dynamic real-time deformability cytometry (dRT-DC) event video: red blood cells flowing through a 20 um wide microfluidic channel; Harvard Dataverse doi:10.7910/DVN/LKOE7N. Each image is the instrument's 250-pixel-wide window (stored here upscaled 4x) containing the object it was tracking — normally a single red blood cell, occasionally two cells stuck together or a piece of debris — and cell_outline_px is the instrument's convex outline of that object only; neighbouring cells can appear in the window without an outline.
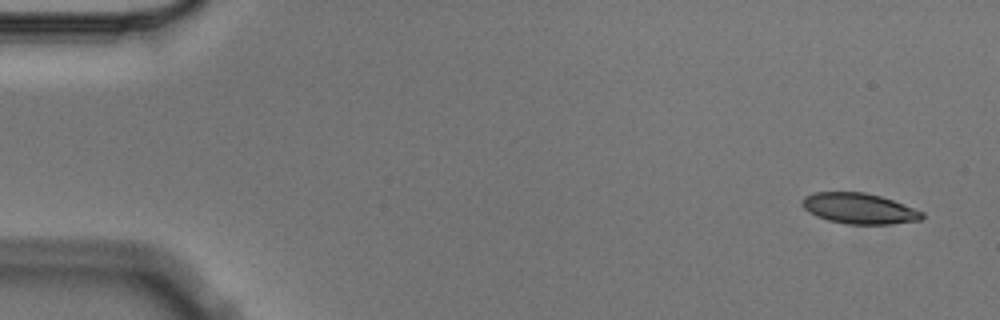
{"species": "Egyptian fruit bat (a non-hibernating species)", "species_latin": "Rousettus aegyptiacus", "temperature_condition": "cold", "stored_images_in_passage": 4, "camera_frame_rate_fps": 3000, "um_per_image_px": 0.085, "animal": {"sex": "male"}, "frame": {"image": 1, "passage_image": 1, "time_ms": 0.0, "image_size_px": [1000, 320], "cell_outline_px": [[924, 216], [920, 220], [888, 224], [848, 224], [828, 220], [816, 216], [808, 212], [800, 204], [800, 200], [804, 196], [816, 192], [864, 192], [880, 196], [892, 200], [924, 212]], "centroid_in_image_um": [72.98, 17.72], "position_along_channel_um": 12.0, "area_um2": 21.39}}
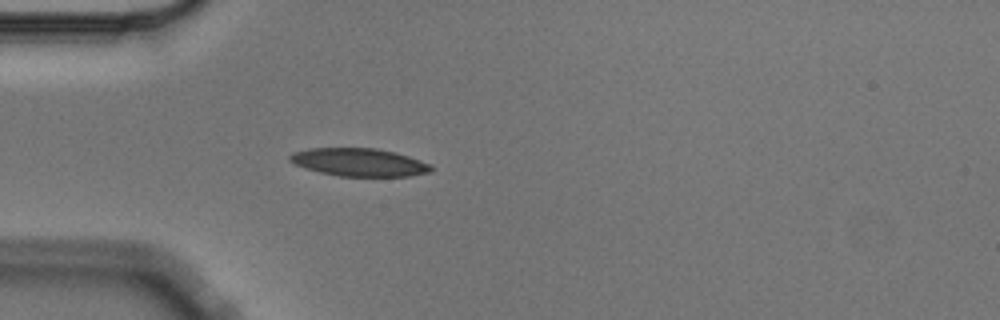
{"frame": {"image": 2, "passage_image": 4, "time_ms": 1.0, "image_size_px": [1000, 320], "cell_outline_px": [[432, 172], [408, 176], [340, 176], [320, 172], [304, 168], [292, 164], [288, 160], [288, 156], [292, 152], [308, 148], [376, 148], [396, 152], [432, 164]], "centroid_in_image_um": [30.5, 13.79], "position_along_channel_um": 54.5, "area_um2": 23.24}}